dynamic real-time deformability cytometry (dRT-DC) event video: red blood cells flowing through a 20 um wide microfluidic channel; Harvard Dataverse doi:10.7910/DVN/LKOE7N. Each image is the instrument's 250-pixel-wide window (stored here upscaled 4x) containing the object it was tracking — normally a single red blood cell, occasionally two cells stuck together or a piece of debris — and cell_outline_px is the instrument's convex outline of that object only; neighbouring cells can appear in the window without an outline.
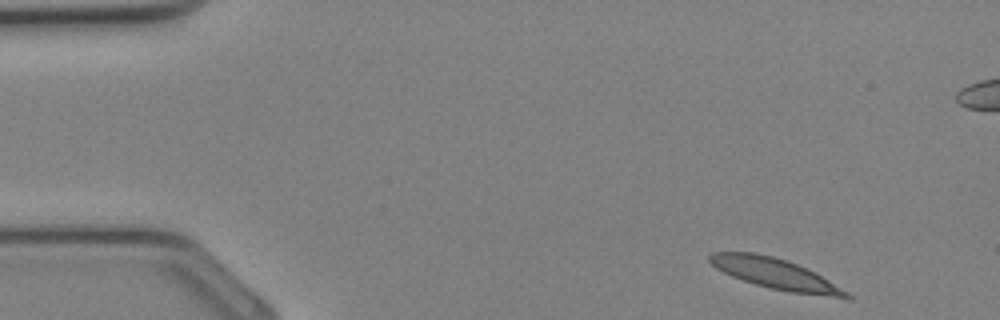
{"species": "Egyptian fruit bat (a non-hibernating species)", "species_latin": "Rousettus aegyptiacus", "temperature_condition": "cold", "stored_images_in_passage": 33, "camera_frame_rate_fps": 3000, "um_per_image_px": 0.085, "animal": {"sex": "female"}, "frame": {"image": 1, "passage_image": 1, "time_ms": 0.0, "image_size_px": [1000, 320], "cell_outline_px": [[852, 300], [848, 300], [792, 292], [772, 288], [756, 284], [732, 276], [716, 268], [708, 260], [708, 256], [712, 252], [756, 252], [788, 260], [808, 268], [816, 272], [848, 292], [852, 296]], "centroid_in_image_um": [65.98, 23.28], "position_along_channel_um": 19.0, "area_um2": 24.57}}
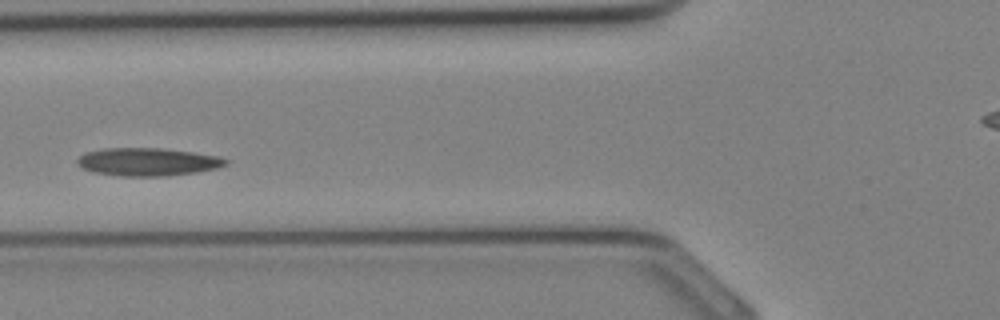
{"frame": {"image": 2, "passage_image": 11, "time_ms": 3.333, "image_size_px": [1000, 320], "cell_outline_px": [[228, 164], [216, 168], [196, 172], [168, 176], [120, 176], [92, 172], [76, 164], [76, 160], [84, 152], [104, 148], [160, 148], [192, 152], [220, 156], [228, 160]], "centroid_in_image_um": [12.54, 13.76], "position_along_channel_um": 113.3, "area_um2": 24.28}}
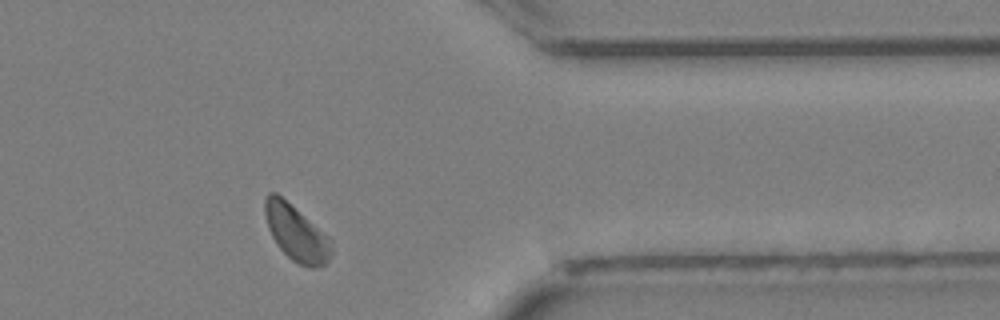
{"frame": {"image": 3, "passage_image": 26, "time_ms": 8.333, "image_size_px": [1000, 320], "cell_outline_px": [[332, 252], [328, 260], [320, 268], [308, 268], [292, 260], [280, 248], [272, 236], [268, 228], [264, 212], [264, 200], [268, 192], [276, 192], [328, 236], [332, 240]], "centroid_in_image_um": [25.18, 19.82], "position_along_channel_um": 386.2, "area_um2": 21.44}}